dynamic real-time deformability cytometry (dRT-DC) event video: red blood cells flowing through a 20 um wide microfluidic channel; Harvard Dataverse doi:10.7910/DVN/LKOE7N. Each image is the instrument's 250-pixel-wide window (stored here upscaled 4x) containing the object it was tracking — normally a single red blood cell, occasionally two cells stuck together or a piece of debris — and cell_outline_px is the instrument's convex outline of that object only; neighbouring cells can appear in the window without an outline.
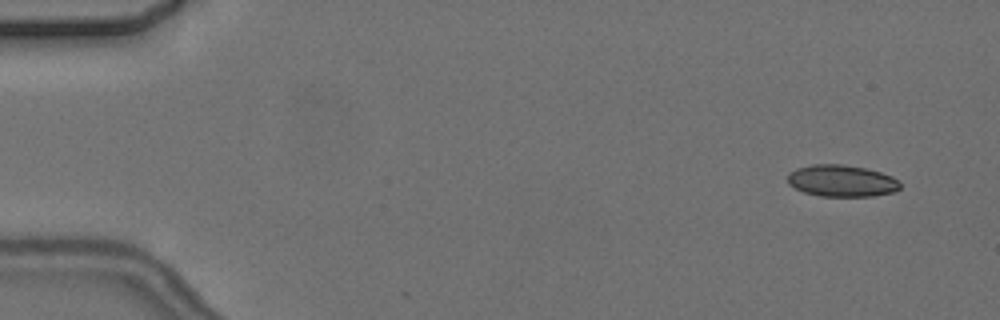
{"species": "common noctule bat (a hibernating species)", "species_latin": "Nyctalus noctula", "temperature_condition": "cold", "stored_images_in_passage": 8, "camera_frame_rate_fps": 3000, "um_per_image_px": 0.085, "animal": {"sex": "female", "body_mass_g": 24.6, "forearm_length_mm": 56.2}, "frame": {"image": 1, "passage_image": 1, "time_ms": 0.0, "image_size_px": [1000, 320], "cell_outline_px": [[900, 188], [892, 192], [872, 196], [820, 196], [804, 192], [788, 184], [788, 172], [796, 168], [812, 164], [840, 164], [864, 168], [880, 172], [892, 176], [900, 184]], "centroid_in_image_um": [71.5, 15.36], "position_along_channel_um": 13.5, "area_um2": 20.69}}
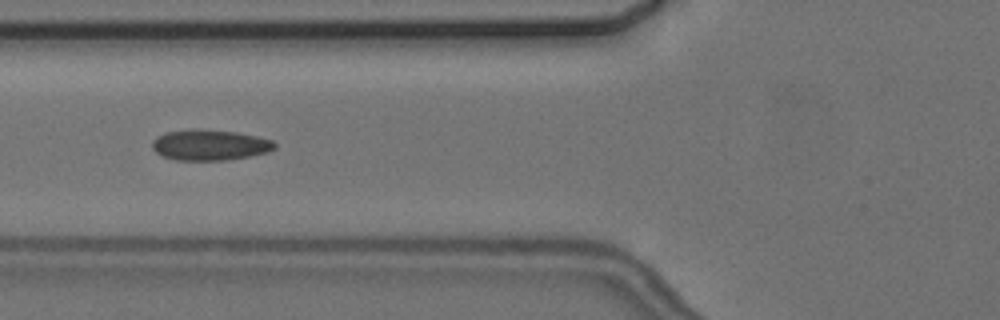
{"frame": {"image": 2, "passage_image": 6, "time_ms": 6.0, "image_size_px": [1000, 320], "cell_outline_px": [[276, 148], [268, 152], [228, 160], [176, 160], [164, 156], [156, 152], [152, 148], [152, 140], [156, 136], [164, 132], [192, 128], [236, 132], [256, 136], [272, 140], [276, 144]], "centroid_in_image_um": [17.8, 12.31], "position_along_channel_um": 108.0, "area_um2": 22.02}}
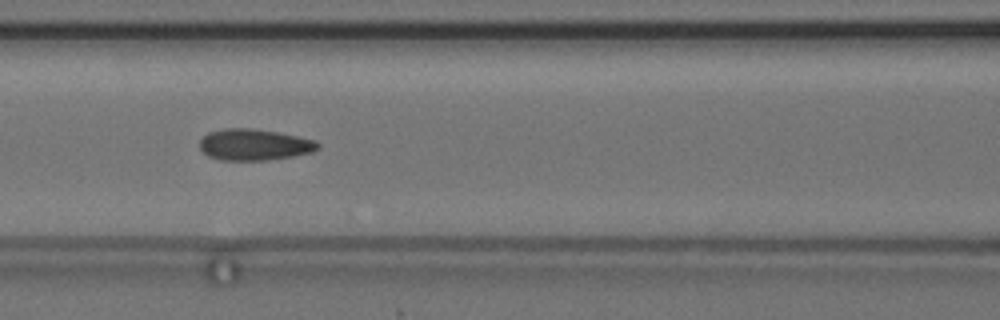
{"frame": {"image": 3, "passage_image": 7, "time_ms": 7.0, "image_size_px": [1000, 320], "cell_outline_px": [[320, 148], [312, 152], [292, 156], [268, 160], [220, 160], [208, 156], [200, 148], [200, 140], [208, 132], [224, 128], [252, 128], [276, 132], [316, 140], [320, 144]], "centroid_in_image_um": [21.61, 12.29], "position_along_channel_um": 145.0, "area_um2": 21.56}}